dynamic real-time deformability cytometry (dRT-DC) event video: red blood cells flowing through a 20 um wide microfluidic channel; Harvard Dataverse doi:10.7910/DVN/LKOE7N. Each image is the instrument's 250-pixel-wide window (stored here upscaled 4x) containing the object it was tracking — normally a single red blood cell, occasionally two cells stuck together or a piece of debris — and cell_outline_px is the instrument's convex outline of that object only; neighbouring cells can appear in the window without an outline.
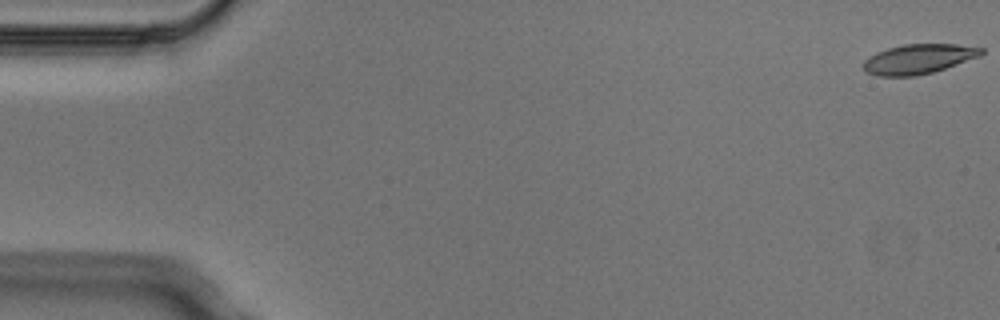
{"species": "Egyptian fruit bat (a non-hibernating species)", "species_latin": "Rousettus aegyptiacus", "temperature_condition": "cold", "stored_images_in_passage": 5, "camera_frame_rate_fps": 3000, "um_per_image_px": 0.085, "animal": {"sex": "male"}, "frame": {"image": 1, "passage_image": 1, "time_ms": 0.0, "image_size_px": [1000, 320], "cell_outline_px": [[984, 52], [980, 56], [932, 72], [916, 76], [876, 76], [868, 72], [864, 68], [864, 60], [868, 56], [876, 52], [888, 48], [904, 44], [956, 44], [984, 48]], "centroid_in_image_um": [78.06, 5.01], "position_along_channel_um": 6.9, "area_um2": 20.29}}